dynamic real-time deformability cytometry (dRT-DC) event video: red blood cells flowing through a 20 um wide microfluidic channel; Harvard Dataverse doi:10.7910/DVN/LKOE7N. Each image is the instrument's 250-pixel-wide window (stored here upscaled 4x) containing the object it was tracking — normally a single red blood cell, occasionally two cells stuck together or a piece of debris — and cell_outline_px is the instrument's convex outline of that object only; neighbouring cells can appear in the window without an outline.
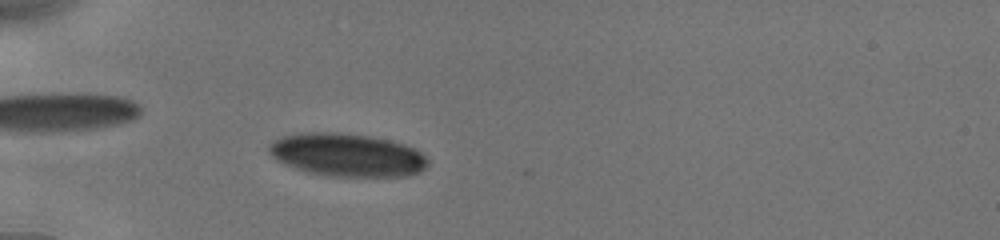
{"species": "human", "species_latin": "Homo sapiens", "temperature_condition": "cold", "stored_images_in_passage": 50, "camera_frame_rate_fps": 3000, "um_per_image_px": 0.085, "donor": {"sex": "male"}, "frame": {"image": 1, "passage_image": 11, "time_ms": 3.333, "image_size_px": [1000, 240], "cell_outline_px": [[428, 164], [420, 172], [408, 176], [328, 176], [308, 172], [284, 164], [276, 160], [268, 152], [268, 144], [272, 140], [280, 136], [304, 132], [336, 132], [368, 136], [388, 140], [404, 144], [420, 152], [428, 160]], "centroid_in_image_um": [29.44, 13.17], "position_along_channel_um": 55.6, "area_um2": 39.88}}
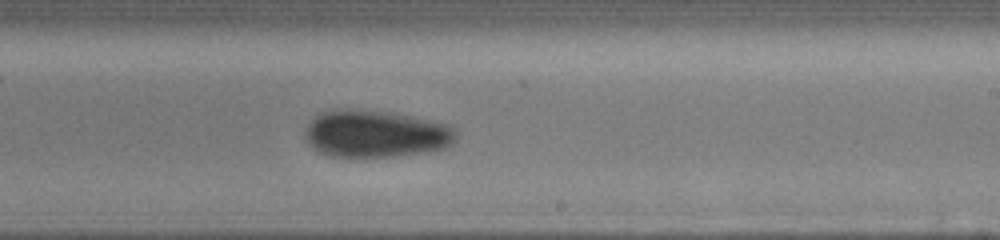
{"frame": {"image": 2, "passage_image": 29, "time_ms": 9.0, "image_size_px": [1000, 240], "cell_outline_px": [[456, 140], [444, 148], [424, 152], [396, 156], [328, 156], [316, 152], [308, 144], [304, 136], [304, 128], [316, 116], [332, 108], [348, 108], [392, 112], [412, 116], [448, 124], [456, 128]], "centroid_in_image_um": [31.89, 11.36], "position_along_channel_um": 257.1, "area_um2": 41.96}}
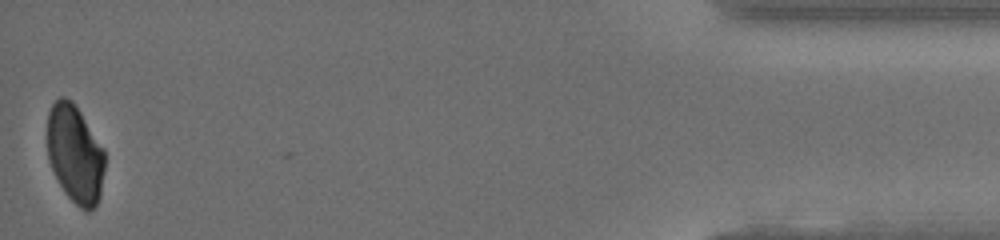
{"frame": {"image": 3, "passage_image": 50, "time_ms": 15.333, "image_size_px": [1000, 240], "cell_outline_px": [[104, 168], [100, 196], [96, 204], [88, 212], [84, 212], [64, 192], [48, 160], [48, 112], [52, 104], [60, 96], [64, 96], [72, 100], [104, 148]], "centroid_in_image_um": [6.38, 13.08], "position_along_channel_um": 428.8, "area_um2": 32.71}, "authors_computed_cell_mechanics": {"area_um2": 38.2636, "velocity_mm_per_s": 3.8952, "shape_relaxation_time_tau1_ms": 2.4786, "shape_relaxation_time_tau2_ms": null, "deformation_change_tau1": 0.0763, "deformation_change_tau2": null}}